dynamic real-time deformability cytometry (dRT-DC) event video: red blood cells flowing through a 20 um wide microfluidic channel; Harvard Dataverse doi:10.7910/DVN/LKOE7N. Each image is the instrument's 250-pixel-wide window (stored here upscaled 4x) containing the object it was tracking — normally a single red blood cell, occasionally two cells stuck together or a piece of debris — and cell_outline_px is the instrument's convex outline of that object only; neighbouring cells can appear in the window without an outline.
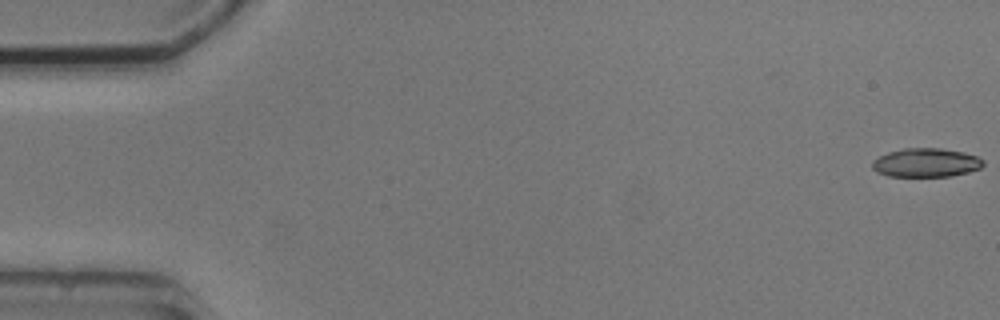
{"species": "common noctule bat (a hibernating species)", "species_latin": "Nyctalus noctula", "temperature_condition": "cold", "stored_images_in_passage": 5, "camera_frame_rate_fps": 3000, "um_per_image_px": 0.085, "animal": {"sex": "male", "body_mass_g": 20.5, "forearm_length_mm": 52.5}, "frame": {"image": 1, "passage_image": 1, "time_ms": 0.0, "image_size_px": [1000, 320], "cell_outline_px": [[984, 164], [980, 168], [968, 172], [952, 176], [888, 176], [876, 172], [872, 168], [872, 160], [888, 152], [904, 148], [940, 148], [964, 152], [976, 156], [984, 160]], "centroid_in_image_um": [78.7, 13.82], "position_along_channel_um": 6.3, "area_um2": 18.67}}
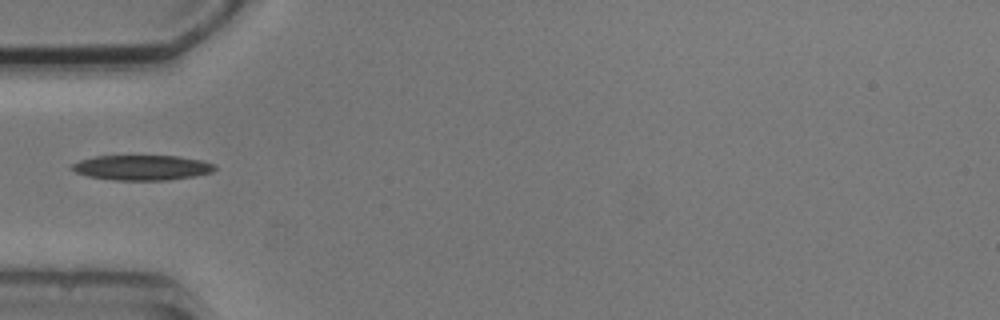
{"frame": {"image": 2, "passage_image": 5, "time_ms": 5.667, "image_size_px": [1000, 320], "cell_outline_px": [[216, 168], [212, 172], [192, 176], [168, 180], [116, 180], [88, 176], [76, 172], [68, 168], [72, 164], [80, 160], [96, 156], [180, 156], [204, 160], [216, 164]], "centroid_in_image_um": [12.09, 14.24], "position_along_channel_um": 72.9, "area_um2": 20.92}}